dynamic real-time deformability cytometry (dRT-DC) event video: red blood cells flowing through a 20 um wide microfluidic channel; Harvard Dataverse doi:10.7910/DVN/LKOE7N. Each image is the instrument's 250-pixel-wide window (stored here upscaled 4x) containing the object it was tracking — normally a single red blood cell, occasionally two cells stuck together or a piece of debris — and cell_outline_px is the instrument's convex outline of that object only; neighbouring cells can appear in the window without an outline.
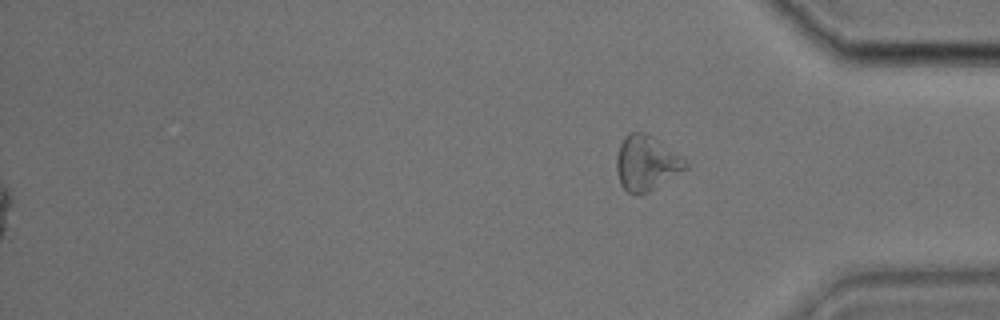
{"species": "common noctule bat (a hibernating species)", "species_latin": "Nyctalus noctula", "temperature_condition": "cold", "stored_images_in_passage": 38, "segment_of_instrument_passage": [2, 2], "camera_frame_rate_fps": 3000, "um_per_image_px": 0.085, "animal": {"sex": "male", "body_mass_g": 17.9, "forearm_length_mm": 54.2}, "frame": {"image": 1, "passage_image": 38, "time_ms": 12.333, "image_size_px": [1000, 320], "cell_outline_px": [[688, 168], [648, 192], [628, 192], [620, 184], [616, 172], [616, 156], [620, 144], [624, 136], [628, 132], [644, 132], [652, 136], [688, 160]], "centroid_in_image_um": [54.94, 13.83], "position_along_channel_um": 380.3, "area_um2": 22.02}}